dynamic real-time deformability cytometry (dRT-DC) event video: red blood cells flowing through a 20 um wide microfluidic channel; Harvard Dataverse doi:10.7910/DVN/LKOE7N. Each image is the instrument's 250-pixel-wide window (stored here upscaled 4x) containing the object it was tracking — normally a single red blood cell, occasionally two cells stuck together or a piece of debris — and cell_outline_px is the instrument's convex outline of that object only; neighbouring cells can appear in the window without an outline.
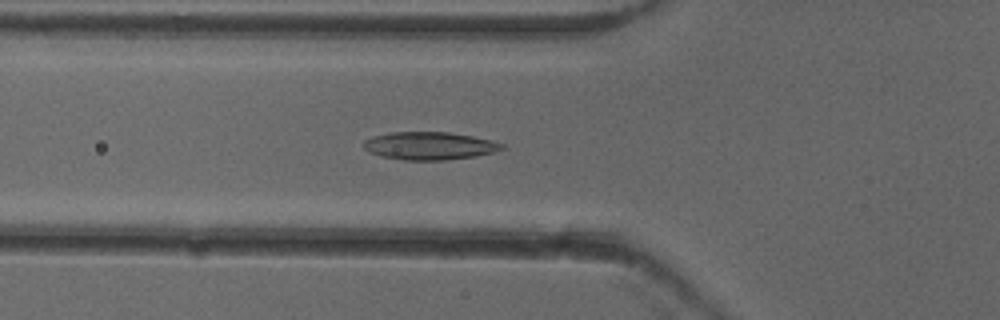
{"species": "common noctule bat (a hibernating species)", "species_latin": "Nyctalus noctula", "temperature_condition": "cold", "stored_images_in_passage": 51, "camera_frame_rate_fps": 3000, "um_per_image_px": 0.085, "animal": {"sex": "female"}, "frame": {"image": 1, "passage_image": 18, "time_ms": 5.667, "image_size_px": [1000, 320], "cell_outline_px": [[508, 148], [476, 156], [444, 160], [404, 160], [380, 156], [368, 152], [360, 144], [364, 140], [372, 136], [392, 132], [448, 132], [472, 136], [492, 140], [504, 144]], "centroid_in_image_um": [36.48, 12.39], "position_along_channel_um": 89.3, "area_um2": 22.66}}
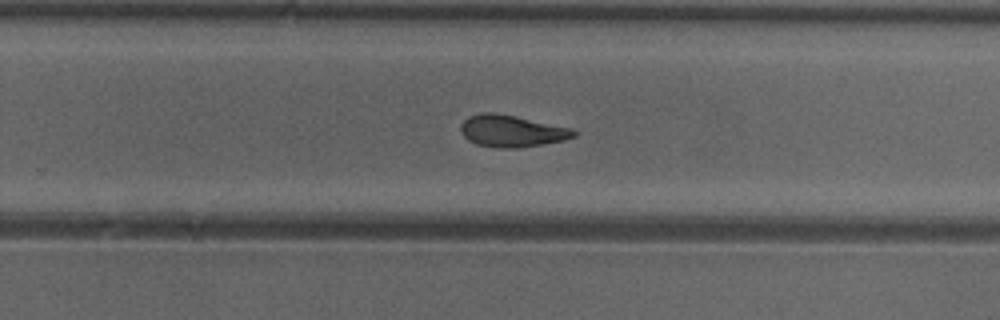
{"frame": {"image": 2, "passage_image": 33, "time_ms": 10.667, "image_size_px": [1000, 320], "cell_outline_px": [[580, 132], [576, 136], [564, 140], [520, 148], [496, 148], [476, 144], [468, 140], [464, 136], [460, 128], [460, 124], [468, 116], [480, 112], [492, 112], [516, 116], [572, 128]], "centroid_in_image_um": [43.5, 11.13], "position_along_channel_um": 286.3, "area_um2": 21.21}}
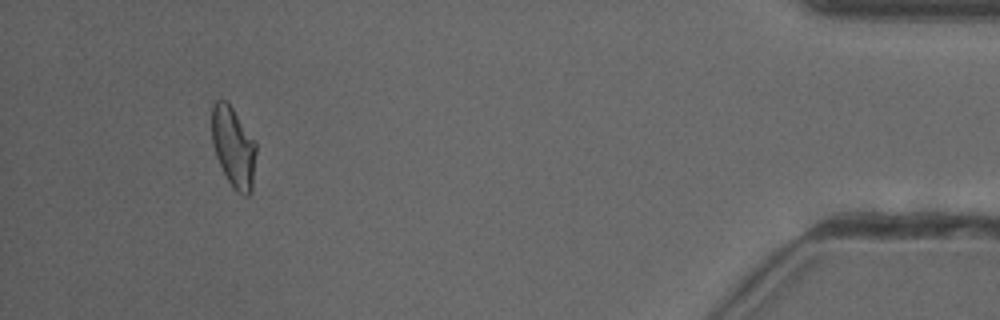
{"frame": {"image": 3, "passage_image": 48, "time_ms": 15.667, "image_size_px": [1000, 320], "cell_outline_px": [[256, 152], [252, 192], [248, 196], [244, 196], [236, 192], [232, 188], [216, 156], [212, 144], [212, 104], [216, 100], [224, 100], [232, 108], [256, 140]], "centroid_in_image_um": [19.86, 12.53], "position_along_channel_um": 415.3, "area_um2": 20.92}, "authors_computed_cell_mechanics": {"area_um2": 21.4438, "velocity_mm_per_s": 3.9311, "shape_relaxation_time_tau1_ms": null, "shape_relaxation_time_tau2_ms": 3.1185, "deformation_change_tau1": null, "deformation_change_tau2": 0.1012}}